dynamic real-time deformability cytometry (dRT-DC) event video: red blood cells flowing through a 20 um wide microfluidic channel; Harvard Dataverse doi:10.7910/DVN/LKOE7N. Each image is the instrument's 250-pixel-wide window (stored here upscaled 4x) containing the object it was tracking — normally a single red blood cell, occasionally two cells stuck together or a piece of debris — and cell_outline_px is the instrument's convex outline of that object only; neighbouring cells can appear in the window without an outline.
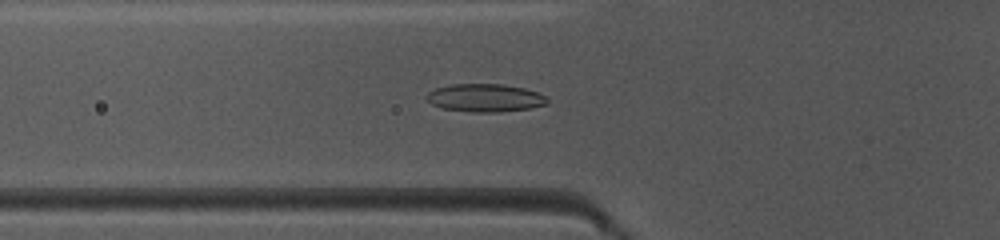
{"species": "common noctule bat (a hibernating species)", "species_latin": "Nyctalus noctula", "temperature_condition": "warm", "stored_images_in_passage": 49, "camera_frame_rate_fps": 3000, "um_per_image_px": 0.085, "animal": {"sex": "female", "body_mass_g": 10.0, "forearm_length_mm": 53.1}, "frame": {"image": 1, "passage_image": 18, "time_ms": 5.667, "image_size_px": [1000, 240], "cell_outline_px": [[548, 104], [528, 108], [496, 112], [472, 112], [444, 108], [432, 104], [424, 96], [428, 92], [436, 88], [452, 84], [504, 84], [524, 88], [536, 92], [544, 96], [548, 100]], "centroid_in_image_um": [41.21, 8.31], "position_along_channel_um": 84.6, "area_um2": 19.48}}
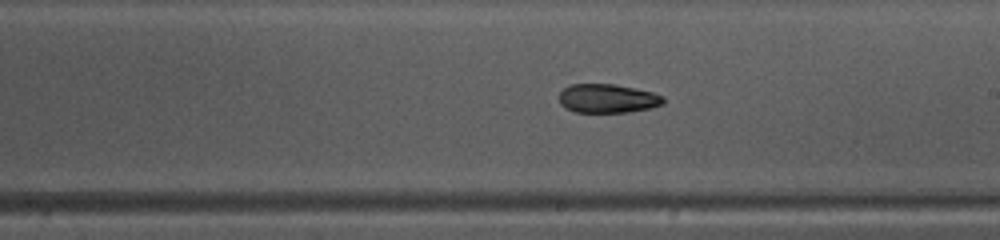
{"frame": {"image": 2, "passage_image": 29, "time_ms": 9.333, "image_size_px": [1000, 240], "cell_outline_px": [[664, 104], [652, 108], [628, 112], [576, 112], [560, 104], [560, 92], [568, 84], [616, 84], [636, 88], [652, 92], [664, 96]], "centroid_in_image_um": [51.68, 8.36], "position_along_channel_um": 237.3, "area_um2": 17.63}}
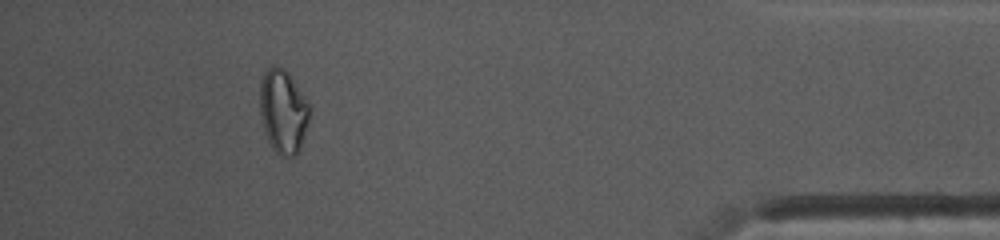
{"frame": {"image": 3, "passage_image": 45, "time_ms": 14.667, "image_size_px": [1000, 240], "cell_outline_px": [[312, 108], [300, 152], [296, 156], [284, 156], [276, 152], [272, 148], [268, 140], [260, 116], [260, 80], [264, 72], [272, 64], [284, 68], [288, 72]], "centroid_in_image_um": [24.08, 9.46], "position_along_channel_um": 411.1, "area_um2": 24.57}, "authors_computed_cell_mechanics": {"area_um2": 19.1896, "velocity_mm_per_s": 4.1362, "shape_relaxation_time_tau1_ms": null, "shape_relaxation_time_tau2_ms": 7.2661, "deformation_change_tau1": null, "deformation_change_tau2": 0.1393}}